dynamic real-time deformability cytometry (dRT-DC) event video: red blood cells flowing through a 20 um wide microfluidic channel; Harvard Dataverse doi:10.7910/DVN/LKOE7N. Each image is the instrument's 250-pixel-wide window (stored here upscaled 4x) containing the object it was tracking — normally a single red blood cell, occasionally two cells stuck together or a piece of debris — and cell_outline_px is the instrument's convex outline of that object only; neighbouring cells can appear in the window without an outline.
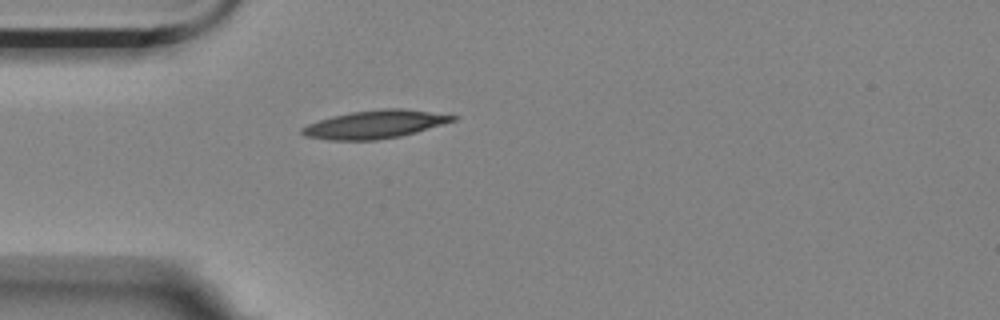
{"species": "Egyptian fruit bat (a non-hibernating species)", "species_latin": "Rousettus aegyptiacus", "temperature_condition": "room temperature", "stored_images_in_passage": 4, "camera_frame_rate_fps": 3000, "um_per_image_px": 0.085, "animal": {"sex": "female"}, "frame": {"image": 1, "passage_image": 4, "time_ms": 1.0, "image_size_px": [1000, 320], "cell_outline_px": [[460, 116], [456, 120], [416, 132], [400, 136], [376, 140], [328, 140], [304, 136], [300, 132], [300, 128], [308, 124], [332, 116], [352, 112], [384, 108], [404, 108]], "centroid_in_image_um": [31.87, 10.57], "position_along_channel_um": 53.1, "area_um2": 24.68}}